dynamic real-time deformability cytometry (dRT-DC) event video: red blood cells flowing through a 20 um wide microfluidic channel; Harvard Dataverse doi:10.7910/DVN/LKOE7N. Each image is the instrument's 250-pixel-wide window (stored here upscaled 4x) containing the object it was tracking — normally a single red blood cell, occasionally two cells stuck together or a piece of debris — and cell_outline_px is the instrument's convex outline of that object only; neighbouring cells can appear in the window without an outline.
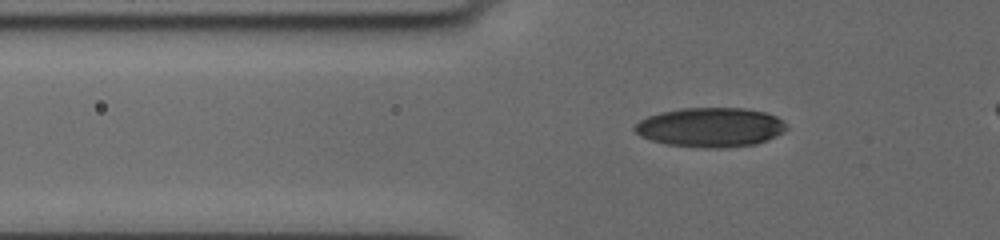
{"species": "human", "species_latin": "Homo sapiens", "temperature_condition": "cold", "stored_images_in_passage": 38, "camera_frame_rate_fps": 3000, "um_per_image_px": 0.085, "donor": {"sex": "female"}, "frame": {"image": 1, "passage_image": 4, "time_ms": 1.0, "image_size_px": [1000, 240], "cell_outline_px": [[788, 128], [776, 136], [756, 144], [720, 148], [704, 148], [668, 144], [652, 140], [640, 136], [632, 128], [640, 120], [648, 116], [660, 112], [680, 108], [744, 108], [764, 112], [776, 116]], "centroid_in_image_um": [60.36, 10.82], "position_along_channel_um": 65.4, "area_um2": 34.68}}
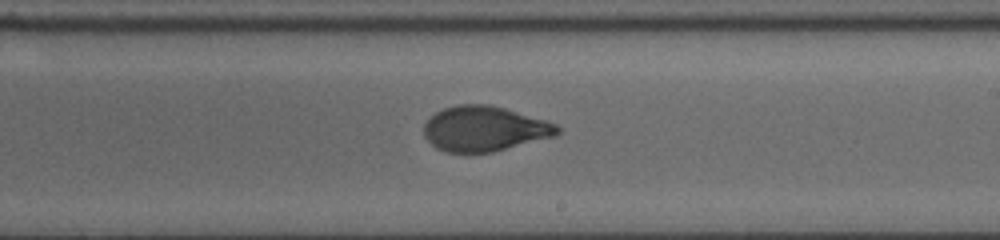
{"frame": {"image": 2, "passage_image": 20, "time_ms": 6.333, "image_size_px": [1000, 240], "cell_outline_px": [[560, 132], [556, 136], [492, 152], [444, 152], [436, 148], [424, 136], [424, 124], [436, 112], [444, 108], [456, 104], [488, 104], [504, 108], [548, 120], [556, 124], [560, 128]], "centroid_in_image_um": [41.2, 10.94], "position_along_channel_um": 247.8, "area_um2": 35.14}}
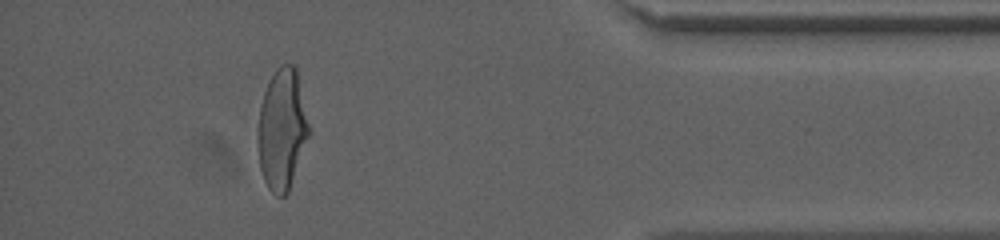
{"frame": {"image": 3, "passage_image": 36, "time_ms": 11.667, "image_size_px": [1000, 240], "cell_outline_px": [[308, 136], [288, 192], [284, 196], [276, 196], [268, 188], [264, 180], [260, 168], [260, 108], [264, 92], [268, 80], [280, 64], [296, 64], [308, 124]], "centroid_in_image_um": [23.98, 10.95], "position_along_channel_um": 411.2, "area_um2": 34.91}}